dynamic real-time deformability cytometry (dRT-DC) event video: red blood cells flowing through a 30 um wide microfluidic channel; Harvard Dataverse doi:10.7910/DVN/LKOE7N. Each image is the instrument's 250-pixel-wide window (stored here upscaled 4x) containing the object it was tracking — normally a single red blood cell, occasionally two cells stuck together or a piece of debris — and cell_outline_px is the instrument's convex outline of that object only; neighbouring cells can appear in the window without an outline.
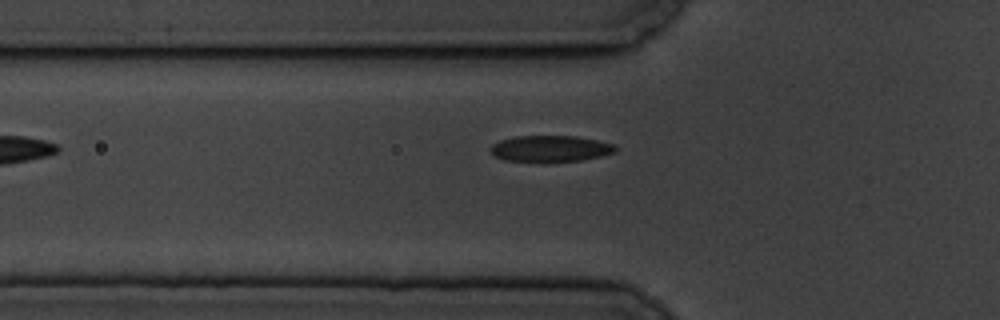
{"species": "common noctule bat (a hibernating species)", "species_latin": "Nyctalus noctula", "temperature_condition": "cold", "stored_images_in_passage": 6, "camera_frame_rate_fps": 3000, "um_per_image_px": 0.085, "animal": {"sex": "male", "body_mass_g": 19.5, "forearm_length_mm": 54.6}, "frame": {"image": 1, "passage_image": 6, "time_ms": 6.667, "image_size_px": [1000, 320], "cell_outline_px": [[616, 152], [600, 156], [580, 160], [504, 160], [496, 156], [488, 148], [492, 144], [500, 140], [516, 136], [576, 136], [616, 144]], "centroid_in_image_um": [46.79, 12.6], "position_along_channel_um": 79.0, "area_um2": 18.61}}